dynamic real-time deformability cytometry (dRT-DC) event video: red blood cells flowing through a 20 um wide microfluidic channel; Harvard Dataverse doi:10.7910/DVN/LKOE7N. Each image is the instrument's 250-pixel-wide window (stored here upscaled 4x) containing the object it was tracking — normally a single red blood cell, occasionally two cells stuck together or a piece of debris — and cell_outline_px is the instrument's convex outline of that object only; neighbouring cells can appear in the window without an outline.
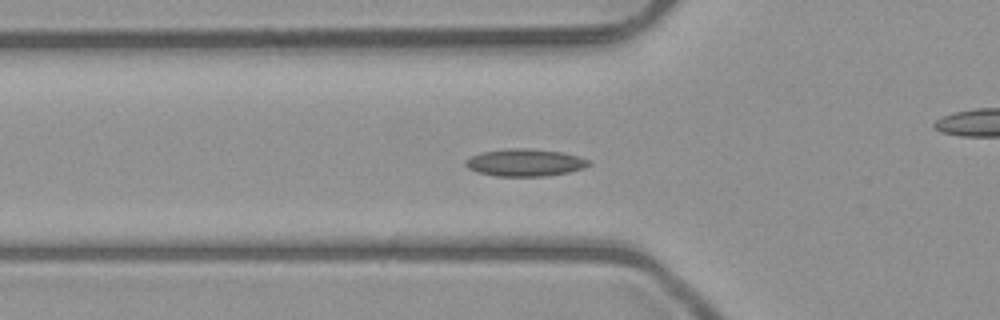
{"species": "common noctule bat (a hibernating species)", "species_latin": "Nyctalus noctula", "temperature_condition": "room temperature", "stored_images_in_passage": 42, "segment_of_instrument_passage": [1, 2], "camera_frame_rate_fps": 3000, "um_per_image_px": 0.085, "animal": {"sex": "male", "body_mass_g": 23.1, "forearm_length_mm": 52.7}, "frame": {"image": 1, "passage_image": 19, "time_ms": 6.0, "image_size_px": [1000, 320], "cell_outline_px": [[592, 164], [584, 168], [568, 172], [544, 176], [496, 176], [476, 172], [468, 168], [464, 164], [464, 160], [480, 152], [508, 148], [528, 148], [564, 152], [580, 156], [592, 160]], "centroid_in_image_um": [44.65, 13.81], "position_along_channel_um": 81.2, "area_um2": 19.94}}
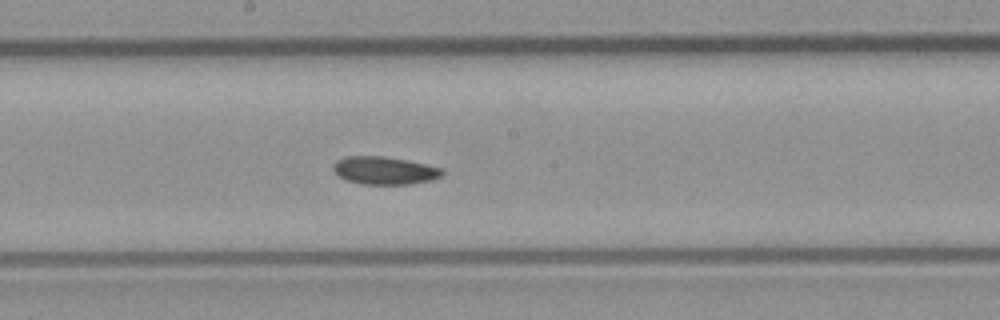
{"frame": {"image": 2, "passage_image": 29, "time_ms": 9.333, "image_size_px": [1000, 320], "cell_outline_px": [[444, 176], [432, 180], [412, 184], [360, 184], [344, 180], [332, 168], [332, 164], [336, 160], [344, 156], [384, 156], [408, 160], [444, 168]], "centroid_in_image_um": [32.71, 14.49], "position_along_channel_um": 215.5, "area_um2": 18.03}}
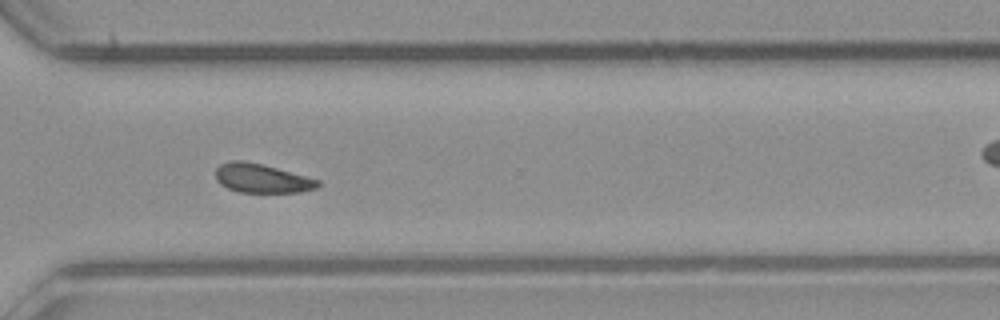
{"frame": {"image": 3, "passage_image": 39, "time_ms": 12.667, "image_size_px": [1000, 320], "cell_outline_px": [[320, 184], [316, 188], [300, 192], [240, 192], [228, 188], [220, 184], [216, 180], [216, 168], [220, 164], [232, 160], [244, 160], [264, 164], [320, 180]], "centroid_in_image_um": [22.24, 15.14], "position_along_channel_um": 348.4, "area_um2": 17.34}}